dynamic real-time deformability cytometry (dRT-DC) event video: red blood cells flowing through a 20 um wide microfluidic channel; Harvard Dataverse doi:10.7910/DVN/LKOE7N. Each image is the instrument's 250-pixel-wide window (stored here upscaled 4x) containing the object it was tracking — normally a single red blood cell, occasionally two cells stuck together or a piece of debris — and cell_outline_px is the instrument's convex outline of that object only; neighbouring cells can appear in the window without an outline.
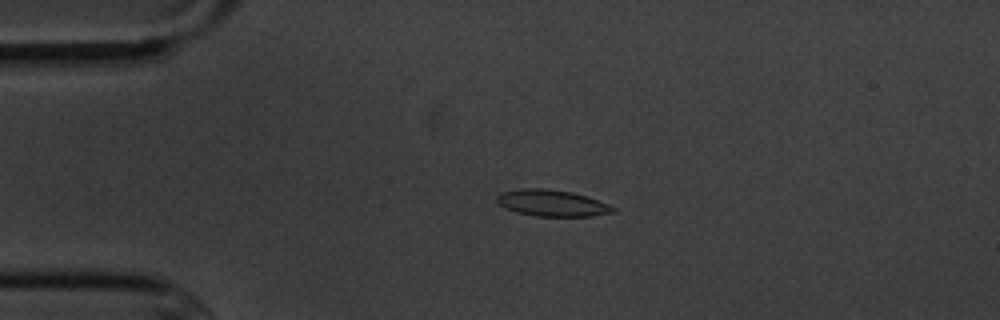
{"species": "common noctule bat (a hibernating species)", "species_latin": "Nyctalus noctula", "temperature_condition": "cold", "stored_images_in_passage": 4, "camera_frame_rate_fps": 3000, "um_per_image_px": 0.085, "animal": {"sex": "male", "body_mass_g": 20.1, "forearm_length_mm": 53.5}, "frame": {"image": 1, "passage_image": 3, "time_ms": 2.333, "image_size_px": [1000, 320], "cell_outline_px": [[616, 208], [612, 212], [592, 216], [536, 216], [516, 212], [504, 208], [496, 200], [496, 196], [500, 192], [524, 188], [544, 188], [572, 192], [588, 196], [608, 204]], "centroid_in_image_um": [46.89, 17.25], "position_along_channel_um": 38.1, "area_um2": 17.92}}